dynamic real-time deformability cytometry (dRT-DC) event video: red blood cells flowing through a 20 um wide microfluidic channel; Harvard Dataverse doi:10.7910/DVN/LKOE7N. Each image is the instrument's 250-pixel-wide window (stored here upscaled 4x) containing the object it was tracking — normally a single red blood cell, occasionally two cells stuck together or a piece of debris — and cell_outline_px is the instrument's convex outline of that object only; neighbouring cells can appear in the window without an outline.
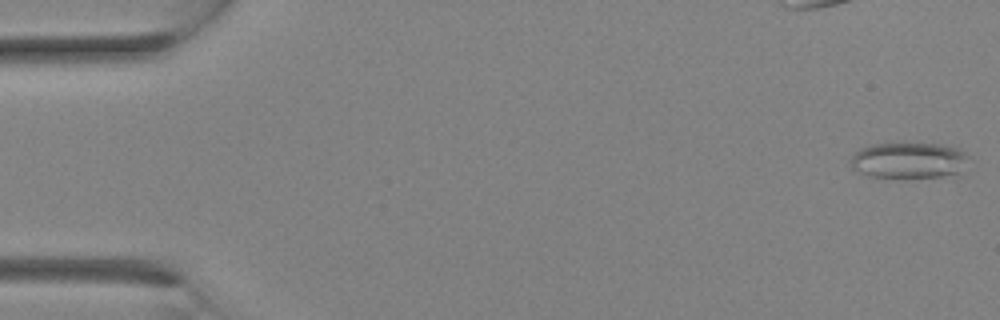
{"species": "Egyptian fruit bat (a non-hibernating species)", "species_latin": "Rousettus aegyptiacus", "temperature_condition": "room temperature", "stored_images_in_passage": 21, "camera_frame_rate_fps": 3000, "um_per_image_px": 0.085, "animal": {"sex": "female"}, "frame": {"image": 1, "passage_image": 1, "time_ms": 0.0, "image_size_px": [1000, 320], "cell_outline_px": [[972, 160], [960, 176], [900, 180], [868, 176], [852, 168], [848, 160], [852, 152], [860, 148], [872, 144], [900, 140], [904, 140], [940, 144], [960, 148], [972, 156]], "centroid_in_image_um": [77.33, 13.63], "position_along_channel_um": 7.7, "area_um2": 27.69}}
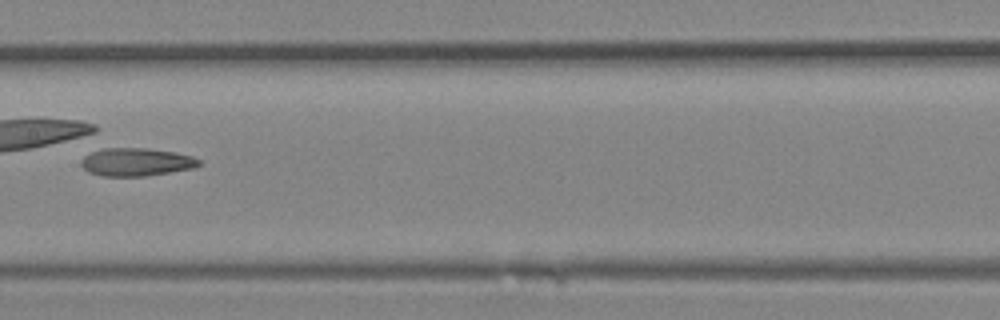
{"frame": {"image": 2, "passage_image": 15, "time_ms": 4.667, "image_size_px": [1000, 320], "cell_outline_px": [[200, 164], [196, 168], [144, 176], [100, 176], [88, 172], [80, 164], [80, 160], [84, 156], [92, 152], [104, 148], [148, 148], [176, 152], [192, 156], [200, 160]], "centroid_in_image_um": [11.58, 13.77], "position_along_channel_um": 195.8, "area_um2": 19.36}}